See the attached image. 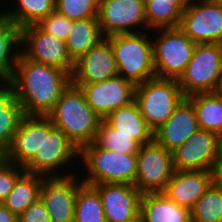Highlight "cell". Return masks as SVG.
<instances>
[{"label": "cell", "mask_w": 222, "mask_h": 222, "mask_svg": "<svg viewBox=\"0 0 222 222\" xmlns=\"http://www.w3.org/2000/svg\"><path fill=\"white\" fill-rule=\"evenodd\" d=\"M10 80L24 115L41 116H47L72 83L70 73L21 53Z\"/></svg>", "instance_id": "obj_1"}, {"label": "cell", "mask_w": 222, "mask_h": 222, "mask_svg": "<svg viewBox=\"0 0 222 222\" xmlns=\"http://www.w3.org/2000/svg\"><path fill=\"white\" fill-rule=\"evenodd\" d=\"M79 148L94 142L102 118L88 105L83 91L72 83L47 114Z\"/></svg>", "instance_id": "obj_2"}, {"label": "cell", "mask_w": 222, "mask_h": 222, "mask_svg": "<svg viewBox=\"0 0 222 222\" xmlns=\"http://www.w3.org/2000/svg\"><path fill=\"white\" fill-rule=\"evenodd\" d=\"M79 155L80 149L68 136L61 129L55 127L47 116H42L41 149L23 167L25 172L43 177L68 176L75 174L70 166H74L73 162L78 160ZM65 167L71 169L72 172L68 168L64 169Z\"/></svg>", "instance_id": "obj_3"}, {"label": "cell", "mask_w": 222, "mask_h": 222, "mask_svg": "<svg viewBox=\"0 0 222 222\" xmlns=\"http://www.w3.org/2000/svg\"><path fill=\"white\" fill-rule=\"evenodd\" d=\"M82 158V159H81ZM78 162L85 166L81 181L89 185L122 183L134 185L137 175V155L99 148L94 142L80 149ZM87 171V172H85ZM86 176V177H85Z\"/></svg>", "instance_id": "obj_4"}, {"label": "cell", "mask_w": 222, "mask_h": 222, "mask_svg": "<svg viewBox=\"0 0 222 222\" xmlns=\"http://www.w3.org/2000/svg\"><path fill=\"white\" fill-rule=\"evenodd\" d=\"M108 38L114 51L118 75L135 86L156 77L151 30Z\"/></svg>", "instance_id": "obj_5"}, {"label": "cell", "mask_w": 222, "mask_h": 222, "mask_svg": "<svg viewBox=\"0 0 222 222\" xmlns=\"http://www.w3.org/2000/svg\"><path fill=\"white\" fill-rule=\"evenodd\" d=\"M184 98L177 79L154 77L136 86L134 101L149 127L155 131Z\"/></svg>", "instance_id": "obj_6"}, {"label": "cell", "mask_w": 222, "mask_h": 222, "mask_svg": "<svg viewBox=\"0 0 222 222\" xmlns=\"http://www.w3.org/2000/svg\"><path fill=\"white\" fill-rule=\"evenodd\" d=\"M151 31L156 77L178 80L192 57L196 43L179 27Z\"/></svg>", "instance_id": "obj_7"}, {"label": "cell", "mask_w": 222, "mask_h": 222, "mask_svg": "<svg viewBox=\"0 0 222 222\" xmlns=\"http://www.w3.org/2000/svg\"><path fill=\"white\" fill-rule=\"evenodd\" d=\"M222 73V44H196L184 73L178 79L185 97L213 92Z\"/></svg>", "instance_id": "obj_8"}, {"label": "cell", "mask_w": 222, "mask_h": 222, "mask_svg": "<svg viewBox=\"0 0 222 222\" xmlns=\"http://www.w3.org/2000/svg\"><path fill=\"white\" fill-rule=\"evenodd\" d=\"M134 186L142 193L162 192L175 171L172 152L155 140L139 147Z\"/></svg>", "instance_id": "obj_9"}, {"label": "cell", "mask_w": 222, "mask_h": 222, "mask_svg": "<svg viewBox=\"0 0 222 222\" xmlns=\"http://www.w3.org/2000/svg\"><path fill=\"white\" fill-rule=\"evenodd\" d=\"M179 28L196 44H222V1L192 0Z\"/></svg>", "instance_id": "obj_10"}, {"label": "cell", "mask_w": 222, "mask_h": 222, "mask_svg": "<svg viewBox=\"0 0 222 222\" xmlns=\"http://www.w3.org/2000/svg\"><path fill=\"white\" fill-rule=\"evenodd\" d=\"M175 170H206L216 173L222 168L219 135L198 129L172 152Z\"/></svg>", "instance_id": "obj_11"}, {"label": "cell", "mask_w": 222, "mask_h": 222, "mask_svg": "<svg viewBox=\"0 0 222 222\" xmlns=\"http://www.w3.org/2000/svg\"><path fill=\"white\" fill-rule=\"evenodd\" d=\"M21 54L29 60L60 68L72 75L74 62L66 42L43 31L37 24L21 28Z\"/></svg>", "instance_id": "obj_12"}, {"label": "cell", "mask_w": 222, "mask_h": 222, "mask_svg": "<svg viewBox=\"0 0 222 222\" xmlns=\"http://www.w3.org/2000/svg\"><path fill=\"white\" fill-rule=\"evenodd\" d=\"M98 21L104 37L143 32L147 30L145 0H100Z\"/></svg>", "instance_id": "obj_13"}, {"label": "cell", "mask_w": 222, "mask_h": 222, "mask_svg": "<svg viewBox=\"0 0 222 222\" xmlns=\"http://www.w3.org/2000/svg\"><path fill=\"white\" fill-rule=\"evenodd\" d=\"M83 91L88 105L105 119L112 111L128 106L135 100L136 86L121 75L105 81L73 84Z\"/></svg>", "instance_id": "obj_14"}, {"label": "cell", "mask_w": 222, "mask_h": 222, "mask_svg": "<svg viewBox=\"0 0 222 222\" xmlns=\"http://www.w3.org/2000/svg\"><path fill=\"white\" fill-rule=\"evenodd\" d=\"M78 174L44 177L40 199L46 206L51 222H74L76 195L83 183Z\"/></svg>", "instance_id": "obj_15"}, {"label": "cell", "mask_w": 222, "mask_h": 222, "mask_svg": "<svg viewBox=\"0 0 222 222\" xmlns=\"http://www.w3.org/2000/svg\"><path fill=\"white\" fill-rule=\"evenodd\" d=\"M118 75L111 40L103 38L87 53L74 62L72 84H87L105 81Z\"/></svg>", "instance_id": "obj_16"}, {"label": "cell", "mask_w": 222, "mask_h": 222, "mask_svg": "<svg viewBox=\"0 0 222 222\" xmlns=\"http://www.w3.org/2000/svg\"><path fill=\"white\" fill-rule=\"evenodd\" d=\"M100 194L106 222H125L140 213L142 193L132 184L93 185Z\"/></svg>", "instance_id": "obj_17"}, {"label": "cell", "mask_w": 222, "mask_h": 222, "mask_svg": "<svg viewBox=\"0 0 222 222\" xmlns=\"http://www.w3.org/2000/svg\"><path fill=\"white\" fill-rule=\"evenodd\" d=\"M215 179V171L175 170L162 193L191 210Z\"/></svg>", "instance_id": "obj_18"}, {"label": "cell", "mask_w": 222, "mask_h": 222, "mask_svg": "<svg viewBox=\"0 0 222 222\" xmlns=\"http://www.w3.org/2000/svg\"><path fill=\"white\" fill-rule=\"evenodd\" d=\"M199 129L192 103L185 97L169 119L154 131V140L173 152Z\"/></svg>", "instance_id": "obj_19"}, {"label": "cell", "mask_w": 222, "mask_h": 222, "mask_svg": "<svg viewBox=\"0 0 222 222\" xmlns=\"http://www.w3.org/2000/svg\"><path fill=\"white\" fill-rule=\"evenodd\" d=\"M42 144V116L24 115L14 134L11 146L5 151L4 158L16 165L24 166Z\"/></svg>", "instance_id": "obj_20"}, {"label": "cell", "mask_w": 222, "mask_h": 222, "mask_svg": "<svg viewBox=\"0 0 222 222\" xmlns=\"http://www.w3.org/2000/svg\"><path fill=\"white\" fill-rule=\"evenodd\" d=\"M118 133L129 135L140 146L154 140V131L140 113L138 104L133 101L130 105L112 111L103 119Z\"/></svg>", "instance_id": "obj_21"}, {"label": "cell", "mask_w": 222, "mask_h": 222, "mask_svg": "<svg viewBox=\"0 0 222 222\" xmlns=\"http://www.w3.org/2000/svg\"><path fill=\"white\" fill-rule=\"evenodd\" d=\"M140 214L145 222H191L190 210L177 205L162 192L144 193L140 201Z\"/></svg>", "instance_id": "obj_22"}, {"label": "cell", "mask_w": 222, "mask_h": 222, "mask_svg": "<svg viewBox=\"0 0 222 222\" xmlns=\"http://www.w3.org/2000/svg\"><path fill=\"white\" fill-rule=\"evenodd\" d=\"M24 116L11 80H0V147L6 151Z\"/></svg>", "instance_id": "obj_23"}, {"label": "cell", "mask_w": 222, "mask_h": 222, "mask_svg": "<svg viewBox=\"0 0 222 222\" xmlns=\"http://www.w3.org/2000/svg\"><path fill=\"white\" fill-rule=\"evenodd\" d=\"M20 45L21 28L0 10V80L11 79L21 53Z\"/></svg>", "instance_id": "obj_24"}, {"label": "cell", "mask_w": 222, "mask_h": 222, "mask_svg": "<svg viewBox=\"0 0 222 222\" xmlns=\"http://www.w3.org/2000/svg\"><path fill=\"white\" fill-rule=\"evenodd\" d=\"M103 38L105 37L98 18L72 20V26L65 41L69 57L75 62Z\"/></svg>", "instance_id": "obj_25"}, {"label": "cell", "mask_w": 222, "mask_h": 222, "mask_svg": "<svg viewBox=\"0 0 222 222\" xmlns=\"http://www.w3.org/2000/svg\"><path fill=\"white\" fill-rule=\"evenodd\" d=\"M44 177L24 172L16 181L3 204L18 218L32 203L40 198Z\"/></svg>", "instance_id": "obj_26"}, {"label": "cell", "mask_w": 222, "mask_h": 222, "mask_svg": "<svg viewBox=\"0 0 222 222\" xmlns=\"http://www.w3.org/2000/svg\"><path fill=\"white\" fill-rule=\"evenodd\" d=\"M193 105L199 129L222 133V98L214 92L197 93L186 97Z\"/></svg>", "instance_id": "obj_27"}, {"label": "cell", "mask_w": 222, "mask_h": 222, "mask_svg": "<svg viewBox=\"0 0 222 222\" xmlns=\"http://www.w3.org/2000/svg\"><path fill=\"white\" fill-rule=\"evenodd\" d=\"M9 10L2 11L12 22L22 28L37 24L41 19L55 11L56 0H15ZM14 8V9H13Z\"/></svg>", "instance_id": "obj_28"}, {"label": "cell", "mask_w": 222, "mask_h": 222, "mask_svg": "<svg viewBox=\"0 0 222 222\" xmlns=\"http://www.w3.org/2000/svg\"><path fill=\"white\" fill-rule=\"evenodd\" d=\"M74 222H106L98 190L82 183L76 195Z\"/></svg>", "instance_id": "obj_29"}, {"label": "cell", "mask_w": 222, "mask_h": 222, "mask_svg": "<svg viewBox=\"0 0 222 222\" xmlns=\"http://www.w3.org/2000/svg\"><path fill=\"white\" fill-rule=\"evenodd\" d=\"M191 222H222V186L215 179L190 210Z\"/></svg>", "instance_id": "obj_30"}, {"label": "cell", "mask_w": 222, "mask_h": 222, "mask_svg": "<svg viewBox=\"0 0 222 222\" xmlns=\"http://www.w3.org/2000/svg\"><path fill=\"white\" fill-rule=\"evenodd\" d=\"M147 30L179 27L182 11L171 0H145Z\"/></svg>", "instance_id": "obj_31"}, {"label": "cell", "mask_w": 222, "mask_h": 222, "mask_svg": "<svg viewBox=\"0 0 222 222\" xmlns=\"http://www.w3.org/2000/svg\"><path fill=\"white\" fill-rule=\"evenodd\" d=\"M94 143L104 150L124 154H137L140 147L131 136L118 133V130L110 127L104 120L99 126Z\"/></svg>", "instance_id": "obj_32"}, {"label": "cell", "mask_w": 222, "mask_h": 222, "mask_svg": "<svg viewBox=\"0 0 222 222\" xmlns=\"http://www.w3.org/2000/svg\"><path fill=\"white\" fill-rule=\"evenodd\" d=\"M100 0H56L55 10L70 20L98 18Z\"/></svg>", "instance_id": "obj_33"}, {"label": "cell", "mask_w": 222, "mask_h": 222, "mask_svg": "<svg viewBox=\"0 0 222 222\" xmlns=\"http://www.w3.org/2000/svg\"><path fill=\"white\" fill-rule=\"evenodd\" d=\"M37 25L45 32L61 41H66L68 32L72 26V20L59 14L56 10L47 17L41 19Z\"/></svg>", "instance_id": "obj_34"}, {"label": "cell", "mask_w": 222, "mask_h": 222, "mask_svg": "<svg viewBox=\"0 0 222 222\" xmlns=\"http://www.w3.org/2000/svg\"><path fill=\"white\" fill-rule=\"evenodd\" d=\"M24 172L25 170L23 166L11 163L4 157L0 158V203H3L14 188L17 179Z\"/></svg>", "instance_id": "obj_35"}, {"label": "cell", "mask_w": 222, "mask_h": 222, "mask_svg": "<svg viewBox=\"0 0 222 222\" xmlns=\"http://www.w3.org/2000/svg\"><path fill=\"white\" fill-rule=\"evenodd\" d=\"M17 222H51L45 204L39 198L32 203L17 219Z\"/></svg>", "instance_id": "obj_36"}, {"label": "cell", "mask_w": 222, "mask_h": 222, "mask_svg": "<svg viewBox=\"0 0 222 222\" xmlns=\"http://www.w3.org/2000/svg\"><path fill=\"white\" fill-rule=\"evenodd\" d=\"M17 219L3 203H0V222H17Z\"/></svg>", "instance_id": "obj_37"}, {"label": "cell", "mask_w": 222, "mask_h": 222, "mask_svg": "<svg viewBox=\"0 0 222 222\" xmlns=\"http://www.w3.org/2000/svg\"><path fill=\"white\" fill-rule=\"evenodd\" d=\"M192 0H171L182 12L190 5Z\"/></svg>", "instance_id": "obj_38"}, {"label": "cell", "mask_w": 222, "mask_h": 222, "mask_svg": "<svg viewBox=\"0 0 222 222\" xmlns=\"http://www.w3.org/2000/svg\"><path fill=\"white\" fill-rule=\"evenodd\" d=\"M216 95L222 98V73L218 79L217 85L213 91Z\"/></svg>", "instance_id": "obj_39"}, {"label": "cell", "mask_w": 222, "mask_h": 222, "mask_svg": "<svg viewBox=\"0 0 222 222\" xmlns=\"http://www.w3.org/2000/svg\"><path fill=\"white\" fill-rule=\"evenodd\" d=\"M125 222H145L144 217L139 213L133 219L125 221Z\"/></svg>", "instance_id": "obj_40"}, {"label": "cell", "mask_w": 222, "mask_h": 222, "mask_svg": "<svg viewBox=\"0 0 222 222\" xmlns=\"http://www.w3.org/2000/svg\"><path fill=\"white\" fill-rule=\"evenodd\" d=\"M216 180L221 184L222 186V168L216 173Z\"/></svg>", "instance_id": "obj_41"}, {"label": "cell", "mask_w": 222, "mask_h": 222, "mask_svg": "<svg viewBox=\"0 0 222 222\" xmlns=\"http://www.w3.org/2000/svg\"><path fill=\"white\" fill-rule=\"evenodd\" d=\"M219 150H220V156L222 161V133L219 135Z\"/></svg>", "instance_id": "obj_42"}, {"label": "cell", "mask_w": 222, "mask_h": 222, "mask_svg": "<svg viewBox=\"0 0 222 222\" xmlns=\"http://www.w3.org/2000/svg\"><path fill=\"white\" fill-rule=\"evenodd\" d=\"M5 151L0 147V158H3Z\"/></svg>", "instance_id": "obj_43"}]
</instances>
